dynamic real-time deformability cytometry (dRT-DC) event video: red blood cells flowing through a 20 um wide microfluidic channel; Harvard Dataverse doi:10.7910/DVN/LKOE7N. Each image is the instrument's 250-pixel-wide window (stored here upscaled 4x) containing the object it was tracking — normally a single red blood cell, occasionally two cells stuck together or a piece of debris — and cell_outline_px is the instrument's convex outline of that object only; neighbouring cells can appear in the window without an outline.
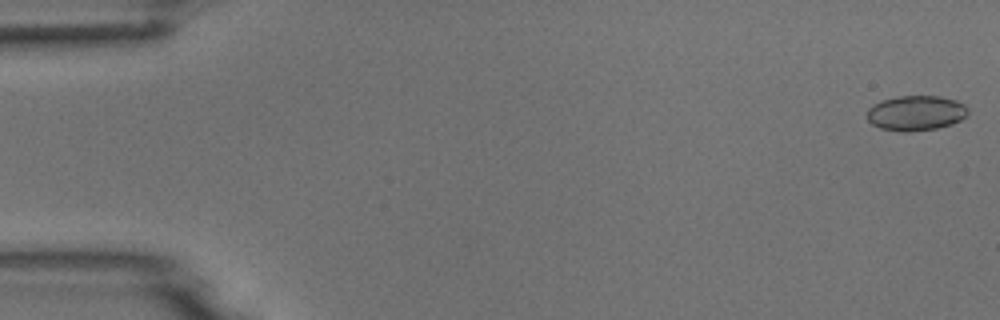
{"species": "common noctule bat (a hibernating species)", "species_latin": "Nyctalus noctula", "temperature_condition": "room temperature", "stored_images_in_passage": 53, "camera_frame_rate_fps": 3000, "um_per_image_px": 0.085, "animal": {"sex": "male", "body_mass_g": 18.8}, "frame": {"image": 1, "passage_image": 1, "time_ms": 0.0, "image_size_px": [1000, 320], "cell_outline_px": [[968, 112], [960, 120], [952, 124], [936, 128], [908, 132], [900, 132], [880, 128], [872, 124], [868, 120], [868, 108], [872, 104], [880, 100], [900, 96], [940, 96], [956, 100], [964, 104], [968, 108]], "centroid_in_image_um": [77.83, 9.6], "position_along_channel_um": 7.2, "area_um2": 20.69}}
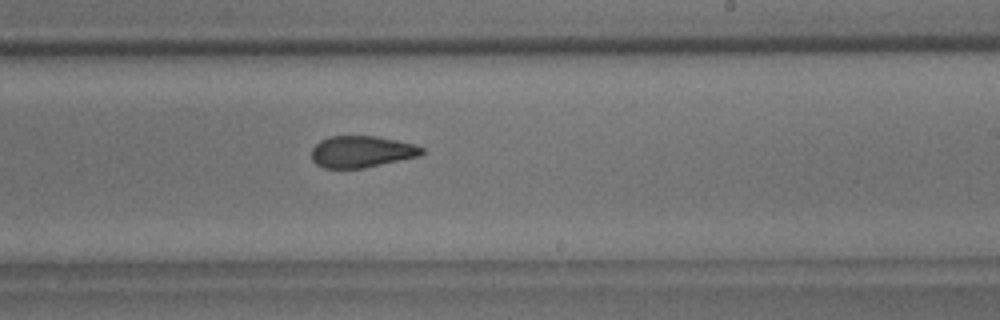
{"frame": {"image": 2, "passage_image": 32, "time_ms": 10.333, "image_size_px": [1000, 320], "cell_outline_px": [[424, 152], [420, 156], [364, 168], [324, 168], [316, 164], [312, 160], [312, 148], [320, 140], [328, 136], [376, 136], [416, 144], [424, 148]], "centroid_in_image_um": [30.75, 12.89], "position_along_channel_um": 258.3, "area_um2": 20.46}}
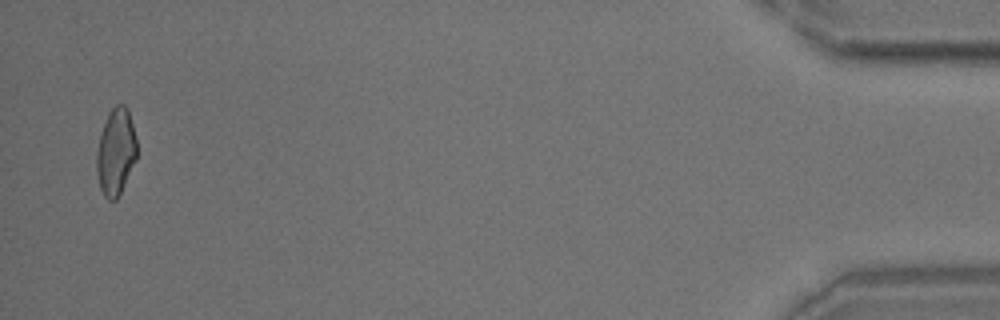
{"frame": {"image": 3, "passage_image": 52, "time_ms": 17.0, "image_size_px": [1000, 320], "cell_outline_px": [[136, 160], [116, 200], [108, 200], [104, 196], [100, 188], [96, 172], [96, 152], [100, 136], [108, 112], [116, 104], [124, 104], [128, 108], [136, 140]], "centroid_in_image_um": [9.83, 12.9], "position_along_channel_um": 425.4, "area_um2": 20.23}}